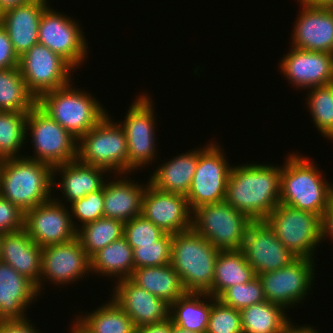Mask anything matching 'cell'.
I'll list each match as a JSON object with an SVG mask.
<instances>
[{"mask_svg": "<svg viewBox=\"0 0 333 333\" xmlns=\"http://www.w3.org/2000/svg\"><path fill=\"white\" fill-rule=\"evenodd\" d=\"M281 166L246 163L231 168L225 201L252 221L264 220L280 204Z\"/></svg>", "mask_w": 333, "mask_h": 333, "instance_id": "obj_1", "label": "cell"}, {"mask_svg": "<svg viewBox=\"0 0 333 333\" xmlns=\"http://www.w3.org/2000/svg\"><path fill=\"white\" fill-rule=\"evenodd\" d=\"M281 165L280 203L323 216L333 199V184L309 157L292 152ZM326 180V181H325Z\"/></svg>", "mask_w": 333, "mask_h": 333, "instance_id": "obj_2", "label": "cell"}, {"mask_svg": "<svg viewBox=\"0 0 333 333\" xmlns=\"http://www.w3.org/2000/svg\"><path fill=\"white\" fill-rule=\"evenodd\" d=\"M53 168L27 158L4 159L0 170V195L24 213L52 199Z\"/></svg>", "mask_w": 333, "mask_h": 333, "instance_id": "obj_3", "label": "cell"}, {"mask_svg": "<svg viewBox=\"0 0 333 333\" xmlns=\"http://www.w3.org/2000/svg\"><path fill=\"white\" fill-rule=\"evenodd\" d=\"M219 251L192 228L172 234L170 264L186 292L207 293L212 288Z\"/></svg>", "mask_w": 333, "mask_h": 333, "instance_id": "obj_4", "label": "cell"}, {"mask_svg": "<svg viewBox=\"0 0 333 333\" xmlns=\"http://www.w3.org/2000/svg\"><path fill=\"white\" fill-rule=\"evenodd\" d=\"M72 83L42 94L36 104L78 140L108 112L91 93Z\"/></svg>", "mask_w": 333, "mask_h": 333, "instance_id": "obj_5", "label": "cell"}, {"mask_svg": "<svg viewBox=\"0 0 333 333\" xmlns=\"http://www.w3.org/2000/svg\"><path fill=\"white\" fill-rule=\"evenodd\" d=\"M107 114L78 139L77 160L117 175L128 174V146L125 132Z\"/></svg>", "mask_w": 333, "mask_h": 333, "instance_id": "obj_6", "label": "cell"}, {"mask_svg": "<svg viewBox=\"0 0 333 333\" xmlns=\"http://www.w3.org/2000/svg\"><path fill=\"white\" fill-rule=\"evenodd\" d=\"M264 221L296 258L314 260L315 248L322 242V217L319 214L280 203Z\"/></svg>", "mask_w": 333, "mask_h": 333, "instance_id": "obj_7", "label": "cell"}, {"mask_svg": "<svg viewBox=\"0 0 333 333\" xmlns=\"http://www.w3.org/2000/svg\"><path fill=\"white\" fill-rule=\"evenodd\" d=\"M28 135L34 153L33 156L24 155L27 158L46 163L52 168L77 159L78 140L37 104L27 115Z\"/></svg>", "mask_w": 333, "mask_h": 333, "instance_id": "obj_8", "label": "cell"}, {"mask_svg": "<svg viewBox=\"0 0 333 333\" xmlns=\"http://www.w3.org/2000/svg\"><path fill=\"white\" fill-rule=\"evenodd\" d=\"M251 222L246 214L222 201L194 209L191 228L219 250H238Z\"/></svg>", "mask_w": 333, "mask_h": 333, "instance_id": "obj_9", "label": "cell"}, {"mask_svg": "<svg viewBox=\"0 0 333 333\" xmlns=\"http://www.w3.org/2000/svg\"><path fill=\"white\" fill-rule=\"evenodd\" d=\"M138 97V98H137ZM130 105L124 121H119L125 132L128 146V173L143 169L157 159L155 135V109L150 96H137ZM156 153V154H155ZM151 163V164H149ZM143 167V168H142Z\"/></svg>", "mask_w": 333, "mask_h": 333, "instance_id": "obj_10", "label": "cell"}, {"mask_svg": "<svg viewBox=\"0 0 333 333\" xmlns=\"http://www.w3.org/2000/svg\"><path fill=\"white\" fill-rule=\"evenodd\" d=\"M19 69L28 91L36 100L46 92L73 82L71 77L75 71L63 57L40 43L19 57Z\"/></svg>", "mask_w": 333, "mask_h": 333, "instance_id": "obj_11", "label": "cell"}, {"mask_svg": "<svg viewBox=\"0 0 333 333\" xmlns=\"http://www.w3.org/2000/svg\"><path fill=\"white\" fill-rule=\"evenodd\" d=\"M199 154L196 171L185 196L191 211L207 204L225 201L227 180L232 166L216 141Z\"/></svg>", "mask_w": 333, "mask_h": 333, "instance_id": "obj_12", "label": "cell"}, {"mask_svg": "<svg viewBox=\"0 0 333 333\" xmlns=\"http://www.w3.org/2000/svg\"><path fill=\"white\" fill-rule=\"evenodd\" d=\"M315 266L313 259L296 258L286 267L257 275L266 300L286 310L304 302L313 286Z\"/></svg>", "mask_w": 333, "mask_h": 333, "instance_id": "obj_13", "label": "cell"}, {"mask_svg": "<svg viewBox=\"0 0 333 333\" xmlns=\"http://www.w3.org/2000/svg\"><path fill=\"white\" fill-rule=\"evenodd\" d=\"M48 7L42 14L38 43L48 47L68 61L75 69L87 58L88 43L79 21ZM62 13V14H61Z\"/></svg>", "mask_w": 333, "mask_h": 333, "instance_id": "obj_14", "label": "cell"}, {"mask_svg": "<svg viewBox=\"0 0 333 333\" xmlns=\"http://www.w3.org/2000/svg\"><path fill=\"white\" fill-rule=\"evenodd\" d=\"M61 201L54 196L25 212L24 228L40 247L66 243L77 237L69 207Z\"/></svg>", "mask_w": 333, "mask_h": 333, "instance_id": "obj_15", "label": "cell"}, {"mask_svg": "<svg viewBox=\"0 0 333 333\" xmlns=\"http://www.w3.org/2000/svg\"><path fill=\"white\" fill-rule=\"evenodd\" d=\"M89 273L90 258L77 237L66 243L47 245L42 247L40 286L37 290L42 293L45 280L53 282V285L65 286Z\"/></svg>", "mask_w": 333, "mask_h": 333, "instance_id": "obj_16", "label": "cell"}, {"mask_svg": "<svg viewBox=\"0 0 333 333\" xmlns=\"http://www.w3.org/2000/svg\"><path fill=\"white\" fill-rule=\"evenodd\" d=\"M241 250L256 276L286 267L296 259L264 220L249 224Z\"/></svg>", "mask_w": 333, "mask_h": 333, "instance_id": "obj_17", "label": "cell"}, {"mask_svg": "<svg viewBox=\"0 0 333 333\" xmlns=\"http://www.w3.org/2000/svg\"><path fill=\"white\" fill-rule=\"evenodd\" d=\"M301 4L292 33V47L305 51L333 54V8L316 5L309 0Z\"/></svg>", "mask_w": 333, "mask_h": 333, "instance_id": "obj_18", "label": "cell"}, {"mask_svg": "<svg viewBox=\"0 0 333 333\" xmlns=\"http://www.w3.org/2000/svg\"><path fill=\"white\" fill-rule=\"evenodd\" d=\"M141 215L165 233L176 234L192 227V211L185 195L163 192L149 183L143 193Z\"/></svg>", "mask_w": 333, "mask_h": 333, "instance_id": "obj_19", "label": "cell"}, {"mask_svg": "<svg viewBox=\"0 0 333 333\" xmlns=\"http://www.w3.org/2000/svg\"><path fill=\"white\" fill-rule=\"evenodd\" d=\"M280 72L299 89L333 83V54L317 51H305L290 47L281 58ZM283 71V72H282Z\"/></svg>", "mask_w": 333, "mask_h": 333, "instance_id": "obj_20", "label": "cell"}, {"mask_svg": "<svg viewBox=\"0 0 333 333\" xmlns=\"http://www.w3.org/2000/svg\"><path fill=\"white\" fill-rule=\"evenodd\" d=\"M112 299L131 318L135 328L170 319L171 304L139 287L130 278L115 282Z\"/></svg>", "mask_w": 333, "mask_h": 333, "instance_id": "obj_21", "label": "cell"}, {"mask_svg": "<svg viewBox=\"0 0 333 333\" xmlns=\"http://www.w3.org/2000/svg\"><path fill=\"white\" fill-rule=\"evenodd\" d=\"M47 0H32L2 13L0 23L6 28L14 52L21 57L38 43V29Z\"/></svg>", "mask_w": 333, "mask_h": 333, "instance_id": "obj_22", "label": "cell"}, {"mask_svg": "<svg viewBox=\"0 0 333 333\" xmlns=\"http://www.w3.org/2000/svg\"><path fill=\"white\" fill-rule=\"evenodd\" d=\"M39 295L31 280L0 261V321L26 319L27 307Z\"/></svg>", "mask_w": 333, "mask_h": 333, "instance_id": "obj_23", "label": "cell"}, {"mask_svg": "<svg viewBox=\"0 0 333 333\" xmlns=\"http://www.w3.org/2000/svg\"><path fill=\"white\" fill-rule=\"evenodd\" d=\"M0 261L40 286L42 247L31 239L25 228L4 234Z\"/></svg>", "mask_w": 333, "mask_h": 333, "instance_id": "obj_24", "label": "cell"}, {"mask_svg": "<svg viewBox=\"0 0 333 333\" xmlns=\"http://www.w3.org/2000/svg\"><path fill=\"white\" fill-rule=\"evenodd\" d=\"M106 173L108 171L103 168L84 164L76 159L53 168V188L58 186L64 196L62 200L71 204L87 194L101 190L106 182ZM57 174L61 175V181L57 180L60 183L55 180Z\"/></svg>", "mask_w": 333, "mask_h": 333, "instance_id": "obj_25", "label": "cell"}, {"mask_svg": "<svg viewBox=\"0 0 333 333\" xmlns=\"http://www.w3.org/2000/svg\"><path fill=\"white\" fill-rule=\"evenodd\" d=\"M127 175L121 174L118 179L106 181L103 186L104 217L123 223L141 215L142 197L149 183H135L133 179L129 180Z\"/></svg>", "mask_w": 333, "mask_h": 333, "instance_id": "obj_26", "label": "cell"}, {"mask_svg": "<svg viewBox=\"0 0 333 333\" xmlns=\"http://www.w3.org/2000/svg\"><path fill=\"white\" fill-rule=\"evenodd\" d=\"M205 147L179 154L161 164L149 177V184L163 192L187 195L196 171L199 154Z\"/></svg>", "mask_w": 333, "mask_h": 333, "instance_id": "obj_27", "label": "cell"}, {"mask_svg": "<svg viewBox=\"0 0 333 333\" xmlns=\"http://www.w3.org/2000/svg\"><path fill=\"white\" fill-rule=\"evenodd\" d=\"M255 277L241 249L220 250L215 263L213 285L207 294L218 298L229 287L248 283Z\"/></svg>", "mask_w": 333, "mask_h": 333, "instance_id": "obj_28", "label": "cell"}, {"mask_svg": "<svg viewBox=\"0 0 333 333\" xmlns=\"http://www.w3.org/2000/svg\"><path fill=\"white\" fill-rule=\"evenodd\" d=\"M130 279L169 304L186 293L180 276L171 264L134 269Z\"/></svg>", "mask_w": 333, "mask_h": 333, "instance_id": "obj_29", "label": "cell"}, {"mask_svg": "<svg viewBox=\"0 0 333 333\" xmlns=\"http://www.w3.org/2000/svg\"><path fill=\"white\" fill-rule=\"evenodd\" d=\"M134 271L133 249L126 238L110 243L90 258V272L116 281L131 278Z\"/></svg>", "mask_w": 333, "mask_h": 333, "instance_id": "obj_30", "label": "cell"}, {"mask_svg": "<svg viewBox=\"0 0 333 333\" xmlns=\"http://www.w3.org/2000/svg\"><path fill=\"white\" fill-rule=\"evenodd\" d=\"M210 311L209 294L186 292L171 304L170 319L174 325L184 330L206 333Z\"/></svg>", "mask_w": 333, "mask_h": 333, "instance_id": "obj_31", "label": "cell"}, {"mask_svg": "<svg viewBox=\"0 0 333 333\" xmlns=\"http://www.w3.org/2000/svg\"><path fill=\"white\" fill-rule=\"evenodd\" d=\"M75 317V322L87 333H136L131 318L112 298L85 316Z\"/></svg>", "mask_w": 333, "mask_h": 333, "instance_id": "obj_32", "label": "cell"}, {"mask_svg": "<svg viewBox=\"0 0 333 333\" xmlns=\"http://www.w3.org/2000/svg\"><path fill=\"white\" fill-rule=\"evenodd\" d=\"M243 333H281L290 319L286 309L267 300L240 310Z\"/></svg>", "mask_w": 333, "mask_h": 333, "instance_id": "obj_33", "label": "cell"}, {"mask_svg": "<svg viewBox=\"0 0 333 333\" xmlns=\"http://www.w3.org/2000/svg\"><path fill=\"white\" fill-rule=\"evenodd\" d=\"M36 102L19 67L0 69V111L29 112Z\"/></svg>", "mask_w": 333, "mask_h": 333, "instance_id": "obj_34", "label": "cell"}, {"mask_svg": "<svg viewBox=\"0 0 333 333\" xmlns=\"http://www.w3.org/2000/svg\"><path fill=\"white\" fill-rule=\"evenodd\" d=\"M124 223L122 221L102 217L88 223L77 230V238L82 248L91 258L99 250L123 236Z\"/></svg>", "mask_w": 333, "mask_h": 333, "instance_id": "obj_35", "label": "cell"}, {"mask_svg": "<svg viewBox=\"0 0 333 333\" xmlns=\"http://www.w3.org/2000/svg\"><path fill=\"white\" fill-rule=\"evenodd\" d=\"M28 112L0 111V159L18 158L26 144Z\"/></svg>", "mask_w": 333, "mask_h": 333, "instance_id": "obj_36", "label": "cell"}, {"mask_svg": "<svg viewBox=\"0 0 333 333\" xmlns=\"http://www.w3.org/2000/svg\"><path fill=\"white\" fill-rule=\"evenodd\" d=\"M307 91L306 105L310 109L312 122L323 137L333 141V83Z\"/></svg>", "mask_w": 333, "mask_h": 333, "instance_id": "obj_37", "label": "cell"}, {"mask_svg": "<svg viewBox=\"0 0 333 333\" xmlns=\"http://www.w3.org/2000/svg\"><path fill=\"white\" fill-rule=\"evenodd\" d=\"M172 234L165 233L153 245H138L133 249L134 269L163 266L171 263Z\"/></svg>", "mask_w": 333, "mask_h": 333, "instance_id": "obj_38", "label": "cell"}, {"mask_svg": "<svg viewBox=\"0 0 333 333\" xmlns=\"http://www.w3.org/2000/svg\"><path fill=\"white\" fill-rule=\"evenodd\" d=\"M217 299L223 304L238 310L266 300L258 276L248 283L229 287Z\"/></svg>", "mask_w": 333, "mask_h": 333, "instance_id": "obj_39", "label": "cell"}, {"mask_svg": "<svg viewBox=\"0 0 333 333\" xmlns=\"http://www.w3.org/2000/svg\"><path fill=\"white\" fill-rule=\"evenodd\" d=\"M206 333H243L240 310L211 296V311Z\"/></svg>", "mask_w": 333, "mask_h": 333, "instance_id": "obj_40", "label": "cell"}, {"mask_svg": "<svg viewBox=\"0 0 333 333\" xmlns=\"http://www.w3.org/2000/svg\"><path fill=\"white\" fill-rule=\"evenodd\" d=\"M69 207L71 220L76 230L88 223L94 222L97 219L104 217L103 188L72 202L69 204ZM76 220H78L77 222L81 223V226L75 222Z\"/></svg>", "mask_w": 333, "mask_h": 333, "instance_id": "obj_41", "label": "cell"}, {"mask_svg": "<svg viewBox=\"0 0 333 333\" xmlns=\"http://www.w3.org/2000/svg\"><path fill=\"white\" fill-rule=\"evenodd\" d=\"M165 232L147 220L143 215H138L124 223L123 236L132 249L138 245H153Z\"/></svg>", "mask_w": 333, "mask_h": 333, "instance_id": "obj_42", "label": "cell"}, {"mask_svg": "<svg viewBox=\"0 0 333 333\" xmlns=\"http://www.w3.org/2000/svg\"><path fill=\"white\" fill-rule=\"evenodd\" d=\"M25 213L15 204L0 195V233L24 228Z\"/></svg>", "mask_w": 333, "mask_h": 333, "instance_id": "obj_43", "label": "cell"}, {"mask_svg": "<svg viewBox=\"0 0 333 333\" xmlns=\"http://www.w3.org/2000/svg\"><path fill=\"white\" fill-rule=\"evenodd\" d=\"M19 67V57L14 52L6 28L0 23V69Z\"/></svg>", "mask_w": 333, "mask_h": 333, "instance_id": "obj_44", "label": "cell"}, {"mask_svg": "<svg viewBox=\"0 0 333 333\" xmlns=\"http://www.w3.org/2000/svg\"><path fill=\"white\" fill-rule=\"evenodd\" d=\"M29 319L0 321V333H40Z\"/></svg>", "mask_w": 333, "mask_h": 333, "instance_id": "obj_45", "label": "cell"}, {"mask_svg": "<svg viewBox=\"0 0 333 333\" xmlns=\"http://www.w3.org/2000/svg\"><path fill=\"white\" fill-rule=\"evenodd\" d=\"M328 238L333 240V199L322 216V240Z\"/></svg>", "mask_w": 333, "mask_h": 333, "instance_id": "obj_46", "label": "cell"}, {"mask_svg": "<svg viewBox=\"0 0 333 333\" xmlns=\"http://www.w3.org/2000/svg\"><path fill=\"white\" fill-rule=\"evenodd\" d=\"M136 333H172V320L145 325L136 329Z\"/></svg>", "mask_w": 333, "mask_h": 333, "instance_id": "obj_47", "label": "cell"}, {"mask_svg": "<svg viewBox=\"0 0 333 333\" xmlns=\"http://www.w3.org/2000/svg\"><path fill=\"white\" fill-rule=\"evenodd\" d=\"M292 321L290 320L286 326L284 327V329L282 330L281 333H319L318 329L316 330V328L314 329V326H309V325H303V326H295V323L292 324Z\"/></svg>", "mask_w": 333, "mask_h": 333, "instance_id": "obj_48", "label": "cell"}, {"mask_svg": "<svg viewBox=\"0 0 333 333\" xmlns=\"http://www.w3.org/2000/svg\"><path fill=\"white\" fill-rule=\"evenodd\" d=\"M29 1L32 0H0V11L3 13L6 10L15 8Z\"/></svg>", "mask_w": 333, "mask_h": 333, "instance_id": "obj_49", "label": "cell"}, {"mask_svg": "<svg viewBox=\"0 0 333 333\" xmlns=\"http://www.w3.org/2000/svg\"><path fill=\"white\" fill-rule=\"evenodd\" d=\"M309 1L319 6L333 8V0H309Z\"/></svg>", "mask_w": 333, "mask_h": 333, "instance_id": "obj_50", "label": "cell"}, {"mask_svg": "<svg viewBox=\"0 0 333 333\" xmlns=\"http://www.w3.org/2000/svg\"><path fill=\"white\" fill-rule=\"evenodd\" d=\"M71 327L72 330H70L71 331L70 333H87L74 320Z\"/></svg>", "mask_w": 333, "mask_h": 333, "instance_id": "obj_51", "label": "cell"}, {"mask_svg": "<svg viewBox=\"0 0 333 333\" xmlns=\"http://www.w3.org/2000/svg\"><path fill=\"white\" fill-rule=\"evenodd\" d=\"M172 333H196L191 330H184L172 323Z\"/></svg>", "mask_w": 333, "mask_h": 333, "instance_id": "obj_52", "label": "cell"}, {"mask_svg": "<svg viewBox=\"0 0 333 333\" xmlns=\"http://www.w3.org/2000/svg\"><path fill=\"white\" fill-rule=\"evenodd\" d=\"M3 236H4V234L0 233V253H1V245H2Z\"/></svg>", "mask_w": 333, "mask_h": 333, "instance_id": "obj_53", "label": "cell"}, {"mask_svg": "<svg viewBox=\"0 0 333 333\" xmlns=\"http://www.w3.org/2000/svg\"><path fill=\"white\" fill-rule=\"evenodd\" d=\"M2 163H3V160L0 159V170H1Z\"/></svg>", "mask_w": 333, "mask_h": 333, "instance_id": "obj_54", "label": "cell"}]
</instances>
